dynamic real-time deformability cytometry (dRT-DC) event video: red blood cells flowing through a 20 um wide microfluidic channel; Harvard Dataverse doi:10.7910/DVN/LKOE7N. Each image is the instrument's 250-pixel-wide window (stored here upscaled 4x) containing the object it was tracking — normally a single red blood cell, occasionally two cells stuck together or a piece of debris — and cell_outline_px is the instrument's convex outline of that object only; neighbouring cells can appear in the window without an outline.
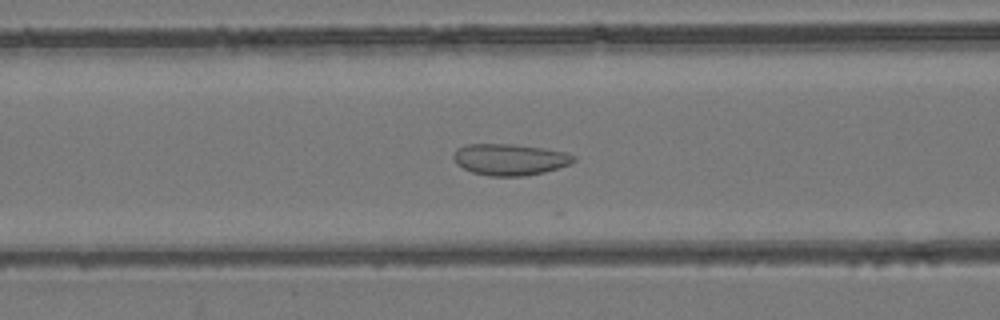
{"species": "common noctule bat (a hibernating species)", "species_latin": "Nyctalus noctula", "temperature_condition": "room temperature", "stored_images_in_passage": 47, "camera_frame_rate_fps": 3000, "um_per_image_px": 0.085, "animal": {"sex": "female", "body_mass_g": 24.6, "forearm_length_mm": 56.2}, "frame": {"image": 1, "passage_image": 35, "time_ms": 11.333, "image_size_px": [1000, 320], "cell_outline_px": [[576, 160], [568, 164], [544, 172], [524, 176], [488, 176], [472, 172], [456, 164], [452, 156], [452, 152], [456, 148], [464, 144], [512, 144], [544, 148], [564, 152], [576, 156]], "centroid_in_image_um": [43.28, 13.55], "position_along_channel_um": 123.3, "area_um2": 22.08}}
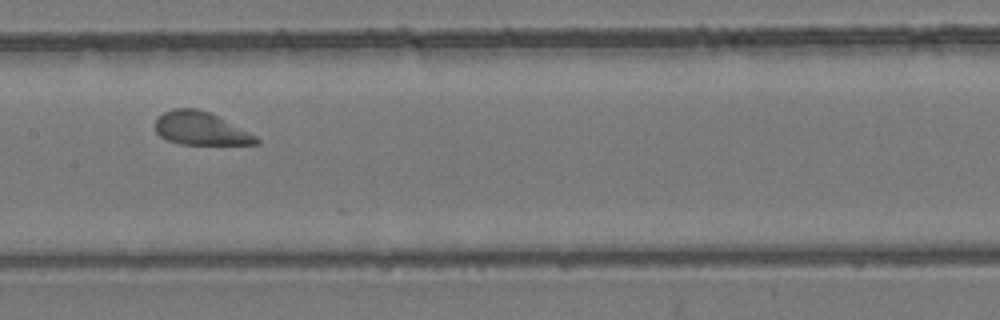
{"frame": {"image": 2, "passage_image": 41, "time_ms": 13.333, "image_size_px": [1000, 320], "cell_outline_px": [[260, 144], [180, 144], [168, 140], [160, 136], [156, 132], [156, 120], [164, 112], [172, 108], [196, 108], [212, 112], [256, 136], [260, 140]], "centroid_in_image_um": [17.07, 10.91], "position_along_channel_um": 190.3, "area_um2": 19.48}}
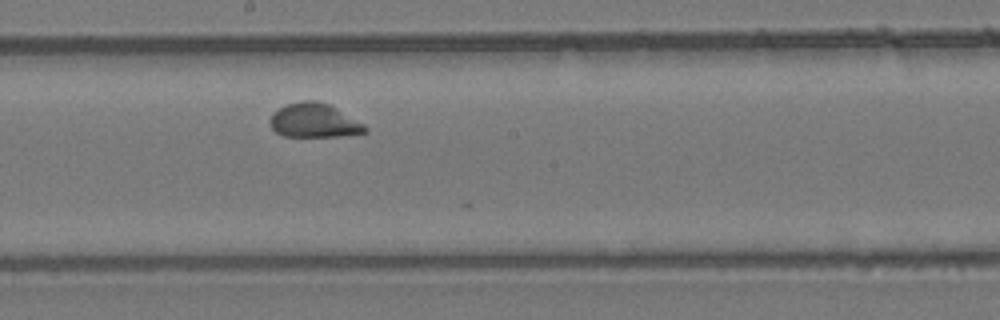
{"frame": {"image": 3, "passage_image": 44, "time_ms": 14.333, "image_size_px": [1000, 320], "cell_outline_px": [[368, 132], [344, 136], [284, 136], [276, 132], [272, 128], [272, 112], [276, 108], [300, 100], [316, 100], [328, 104], [364, 124], [368, 128]], "centroid_in_image_um": [26.71, 10.24], "position_along_channel_um": 221.5, "area_um2": 18.79}}